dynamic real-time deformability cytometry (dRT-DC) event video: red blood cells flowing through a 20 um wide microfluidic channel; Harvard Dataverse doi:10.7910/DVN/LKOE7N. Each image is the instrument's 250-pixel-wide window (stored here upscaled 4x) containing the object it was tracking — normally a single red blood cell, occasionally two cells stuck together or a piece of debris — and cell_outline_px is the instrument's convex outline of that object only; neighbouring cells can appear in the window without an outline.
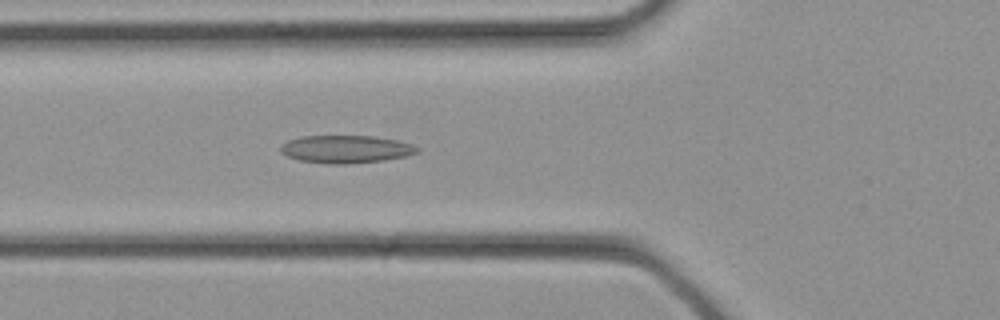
{"species": "common noctule bat (a hibernating species)", "species_latin": "Nyctalus noctula", "temperature_condition": "cold", "stored_images_in_passage": 27, "camera_frame_rate_fps": 3000, "um_per_image_px": 0.085, "animal": {"sex": "female", "body_mass_g": 21.9}, "frame": {"image": 1, "passage_image": 6, "time_ms": 1.667, "image_size_px": [1000, 320], "cell_outline_px": [[420, 152], [404, 156], [384, 160], [348, 164], [328, 164], [300, 160], [288, 156], [280, 152], [280, 144], [288, 140], [300, 136], [372, 136], [396, 140], [412, 144], [420, 148]], "centroid_in_image_um": [29.38, 12.68], "position_along_channel_um": 96.4, "area_um2": 22.14}}
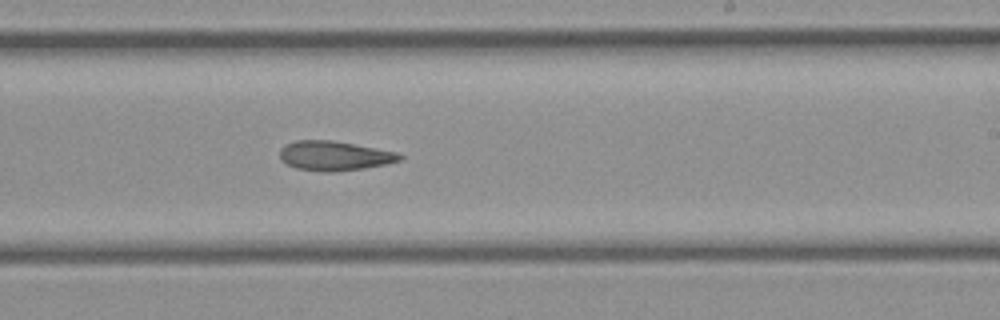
{"frame": {"image": 2, "passage_image": 14, "time_ms": 4.333, "image_size_px": [1000, 320], "cell_outline_px": [[404, 156], [400, 160], [384, 164], [364, 168], [336, 172], [324, 172], [296, 168], [280, 160], [280, 148], [296, 140], [332, 140], [396, 152]], "centroid_in_image_um": [28.4, 13.25], "position_along_channel_um": 260.6, "area_um2": 20.46}}
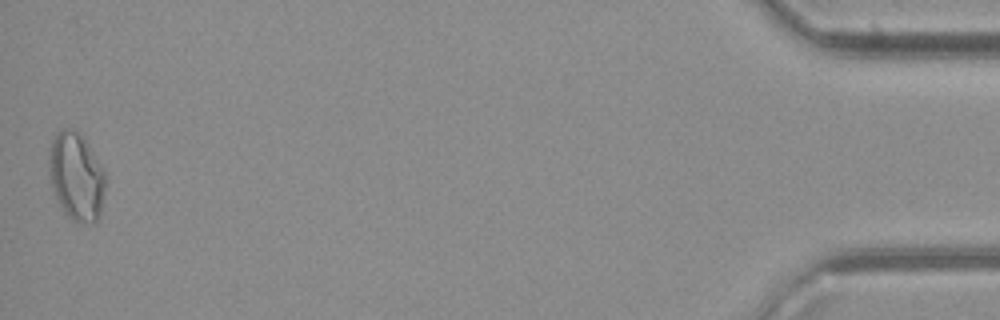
{"frame": {"image": 3, "passage_image": 27, "time_ms": 8.667, "image_size_px": [1000, 320], "cell_outline_px": [[108, 180], [100, 212], [96, 224], [92, 224], [72, 220], [64, 216], [56, 196], [52, 184], [48, 168], [48, 152], [52, 140], [56, 132], [64, 128], [72, 128], [84, 140], [104, 168], [108, 176]], "centroid_in_image_um": [6.51, 15.04], "position_along_channel_um": 428.7, "area_um2": 29.36}}